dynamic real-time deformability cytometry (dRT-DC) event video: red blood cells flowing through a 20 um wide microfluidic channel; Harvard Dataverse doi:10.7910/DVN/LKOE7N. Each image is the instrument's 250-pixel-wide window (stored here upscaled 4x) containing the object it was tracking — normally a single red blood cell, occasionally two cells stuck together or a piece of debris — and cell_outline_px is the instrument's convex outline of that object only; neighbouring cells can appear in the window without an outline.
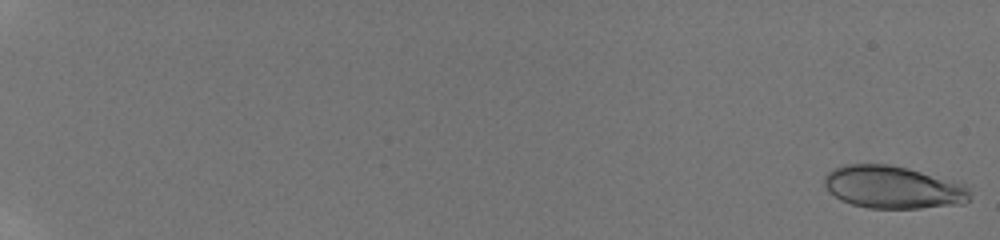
{"species": "human", "species_latin": "Homo sapiens", "temperature_condition": "room temperature", "stored_images_in_passage": 56, "camera_frame_rate_fps": 3000, "um_per_image_px": 0.085, "donor": {"sex": "male"}, "frame": {"image": 1, "passage_image": 1, "time_ms": 0.0, "image_size_px": [1000, 240], "cell_outline_px": [[968, 200], [964, 204], [920, 208], [868, 208], [852, 204], [840, 200], [828, 192], [824, 184], [824, 176], [832, 168], [844, 164], [888, 164], [908, 168], [960, 180], [968, 188]], "centroid_in_image_um": [75.92, 15.9], "position_along_channel_um": 9.1, "area_um2": 36.76}}
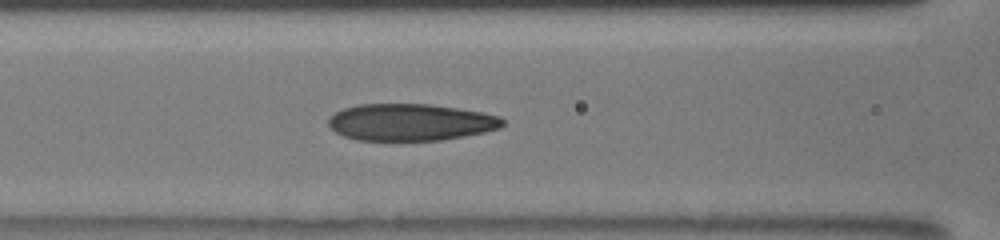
{"frame": {"image": 2, "passage_image": 29, "time_ms": 9.333, "image_size_px": [1000, 240], "cell_outline_px": [[504, 124], [500, 128], [484, 132], [464, 136], [440, 140], [356, 140], [344, 136], [336, 132], [328, 124], [328, 120], [336, 112], [344, 108], [360, 104], [428, 104], [484, 112], [500, 116], [504, 120]], "centroid_in_image_um": [34.92, 10.39], "position_along_channel_um": 131.7, "area_um2": 37.34}}
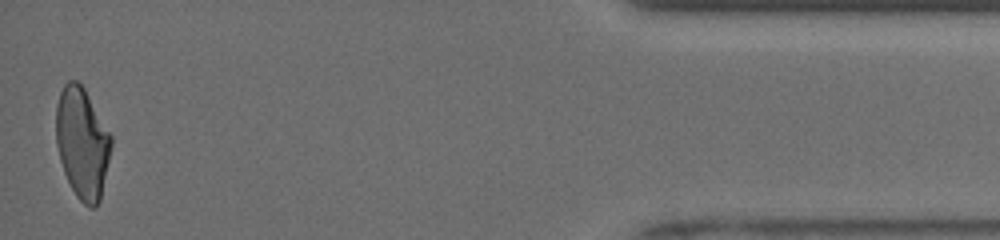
{"frame": {"image": 3, "passage_image": 56, "time_ms": 18.333, "image_size_px": [1000, 240], "cell_outline_px": [[112, 144], [100, 200], [96, 208], [88, 208], [76, 196], [64, 172], [60, 160], [56, 144], [56, 104], [60, 92], [64, 84], [68, 80], [76, 80], [84, 88], [112, 136]], "centroid_in_image_um": [6.98, 12.16], "position_along_channel_um": 428.2, "area_um2": 35.6}, "authors_computed_cell_mechanics": {"area_um2": 36.9342, "velocity_mm_per_s": 3.9648, "shape_relaxation_time_tau1_ms": 7.4858, "shape_relaxation_time_tau2_ms": 1.6051, "deformation_change_tau1": 0.2244, "deformation_change_tau2": 0.0844}}